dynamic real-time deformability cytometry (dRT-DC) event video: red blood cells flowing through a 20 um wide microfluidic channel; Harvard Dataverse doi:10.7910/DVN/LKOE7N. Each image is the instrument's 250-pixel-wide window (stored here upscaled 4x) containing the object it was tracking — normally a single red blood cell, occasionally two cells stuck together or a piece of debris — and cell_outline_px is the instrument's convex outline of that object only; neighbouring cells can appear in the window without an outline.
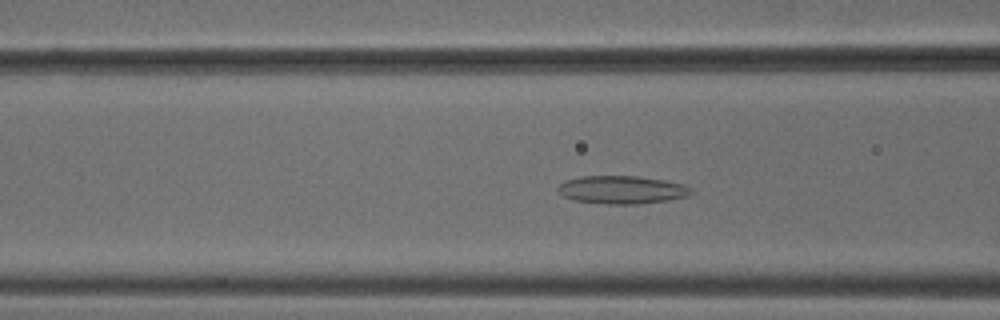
{"species": "common noctule bat (a hibernating species)", "species_latin": "Nyctalus noctula", "temperature_condition": "cold", "stored_images_in_passage": 52, "camera_frame_rate_fps": 3000, "um_per_image_px": 0.085, "animal": {"sex": "male", "body_mass_g": 18.8}, "frame": {"image": 1, "passage_image": 20, "time_ms": 6.333, "image_size_px": [1000, 320], "cell_outline_px": [[692, 192], [688, 196], [668, 200], [640, 204], [604, 204], [572, 200], [556, 192], [556, 188], [564, 180], [580, 176], [636, 176], [664, 180], [684, 184], [692, 188]], "centroid_in_image_um": [52.82, 16.13], "position_along_channel_um": 113.8, "area_um2": 22.02}}
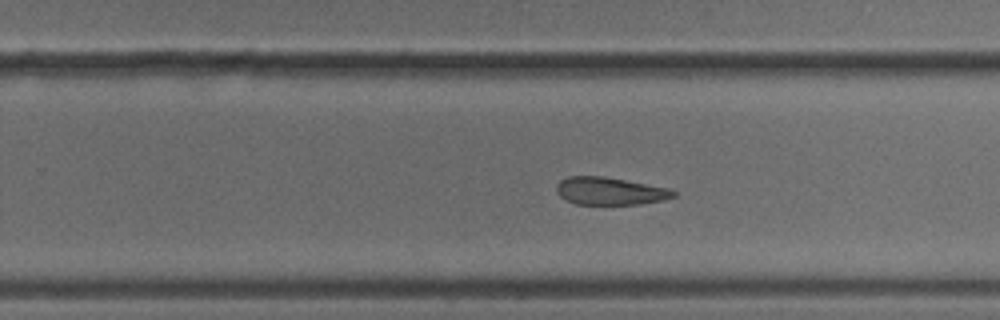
{"frame": {"image": 2, "passage_image": 33, "time_ms": 10.667, "image_size_px": [1000, 320], "cell_outline_px": [[676, 196], [664, 200], [640, 204], [576, 204], [564, 200], [556, 192], [556, 184], [560, 180], [568, 176], [604, 176], [668, 188], [676, 192]], "centroid_in_image_um": [51.81, 16.24], "position_along_channel_um": 278.0, "area_um2": 18.9}}
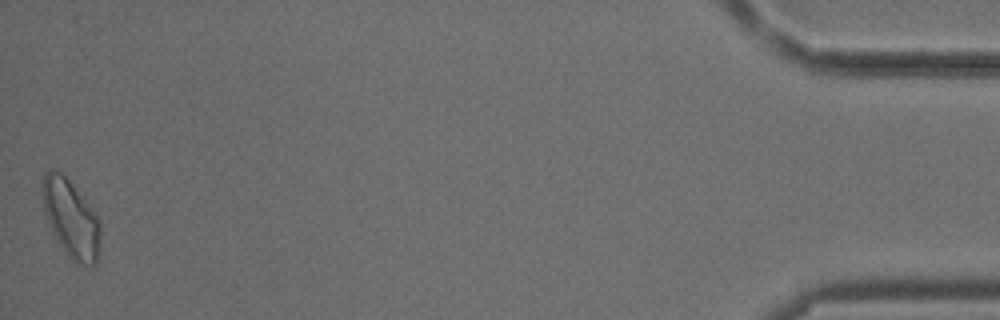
{"frame": {"image": 3, "passage_image": 52, "time_ms": 17.0, "image_size_px": [1000, 320], "cell_outline_px": [[100, 248], [96, 264], [92, 268], [72, 260], [68, 256], [52, 232], [44, 208], [44, 172], [60, 172], [72, 184], [100, 220]], "centroid_in_image_um": [6.09, 18.68], "position_along_channel_um": 429.1, "area_um2": 25.43}, "authors_computed_cell_mechanics": {"area_um2": 21.8484, "velocity_mm_per_s": 3.7806, "shape_relaxation_time_tau1_ms": null, "shape_relaxation_time_tau2_ms": 4.2746, "deformation_change_tau1": null, "deformation_change_tau2": 0.1225}}